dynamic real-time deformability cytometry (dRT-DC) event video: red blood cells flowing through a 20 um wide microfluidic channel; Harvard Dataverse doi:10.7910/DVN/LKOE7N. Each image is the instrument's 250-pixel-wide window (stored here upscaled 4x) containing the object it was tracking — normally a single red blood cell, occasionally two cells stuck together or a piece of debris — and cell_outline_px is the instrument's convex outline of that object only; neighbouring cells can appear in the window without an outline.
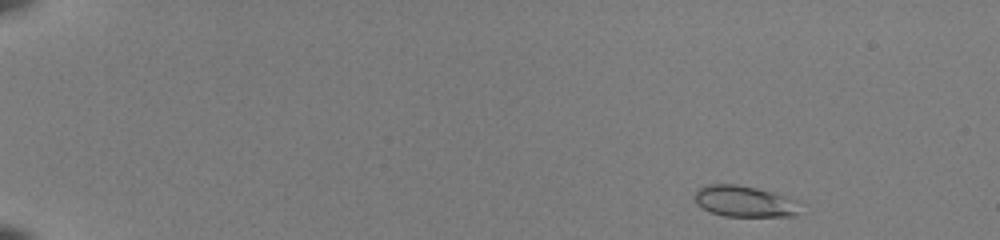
{"species": "common noctule bat (a hibernating species)", "species_latin": "Nyctalus noctula", "temperature_condition": "room temperature", "stored_images_in_passage": 47, "camera_frame_rate_fps": 3000, "um_per_image_px": 0.085, "animal": {"sex": "female", "body_mass_g": 22.0, "forearm_length_mm": 56.7}, "frame": {"image": 1, "passage_image": 1, "time_ms": 0.0, "image_size_px": [1000, 240], "cell_outline_px": [[800, 200], [796, 216], [724, 216], [712, 212], [696, 204], [696, 192], [700, 188], [708, 184], [736, 184], [756, 188], [788, 196]], "centroid_in_image_um": [63.33, 17.11], "position_along_channel_um": 21.7, "area_um2": 19.07}}
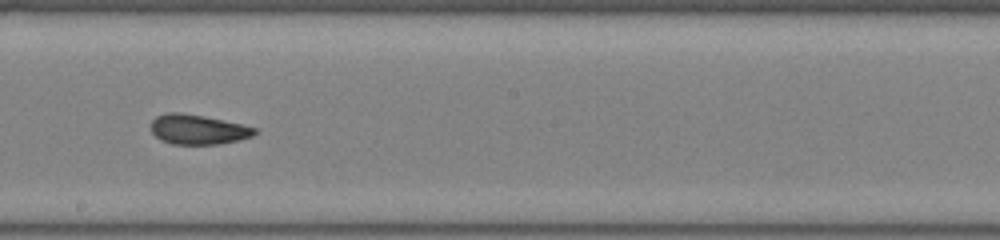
{"frame": {"image": 2, "passage_image": 27, "time_ms": 8.667, "image_size_px": [1000, 240], "cell_outline_px": [[256, 132], [252, 136], [240, 140], [220, 144], [172, 144], [160, 140], [152, 132], [152, 120], [156, 116], [168, 112], [180, 112], [204, 116], [240, 124], [256, 128]], "centroid_in_image_um": [16.81, 11.01], "position_along_channel_um": 231.4, "area_um2": 17.92}}
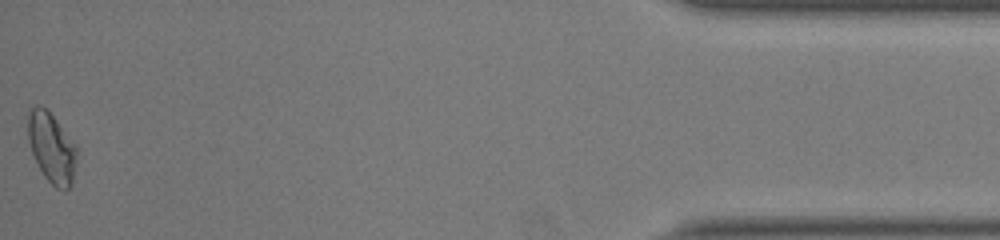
{"frame": {"image": 3, "passage_image": 47, "time_ms": 15.333, "image_size_px": [1000, 240], "cell_outline_px": [[76, 160], [72, 184], [64, 192], [56, 188], [44, 176], [32, 152], [28, 140], [28, 108], [36, 104], [40, 104], [56, 120], [76, 144]], "centroid_in_image_um": [4.38, 12.55], "position_along_channel_um": 430.8, "area_um2": 19.88}, "authors_computed_cell_mechanics": {"area_um2": 18.4382, "velocity_mm_per_s": 4.0148, "shape_relaxation_time_tau1_ms": 5.9371, "shape_relaxation_time_tau2_ms": 0.8256, "deformation_change_tau1": 0.1652, "deformation_change_tau2": 0.0692}}